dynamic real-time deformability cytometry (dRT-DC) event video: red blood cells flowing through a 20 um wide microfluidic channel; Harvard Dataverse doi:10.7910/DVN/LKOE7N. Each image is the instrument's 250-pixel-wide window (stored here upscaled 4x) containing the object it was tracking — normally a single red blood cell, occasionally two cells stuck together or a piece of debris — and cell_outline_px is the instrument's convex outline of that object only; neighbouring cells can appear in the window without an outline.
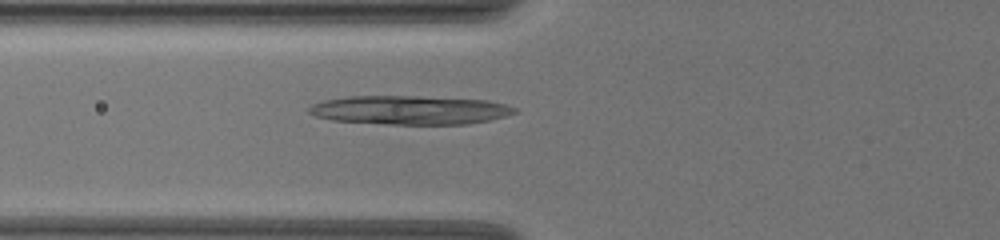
{"species": "common noctule bat (a hibernating species)", "species_latin": "Nyctalus noctula", "temperature_condition": "warm", "stored_images_in_passage": 40, "camera_frame_rate_fps": 3000, "um_per_image_px": 0.085, "animal": {"sex": "female", "body_mass_g": 19.5, "forearm_length_mm": 54.1}, "frame": {"image": 1, "passage_image": 7, "time_ms": 2.0, "image_size_px": [1000, 240], "cell_outline_px": [[516, 112], [504, 116], [488, 120], [468, 124], [388, 124], [332, 120], [316, 116], [308, 112], [308, 108], [312, 104], [324, 100], [348, 96], [416, 96], [484, 100], [504, 104], [516, 108]], "centroid_in_image_um": [34.79, 9.35], "position_along_channel_um": 91.0, "area_um2": 34.28}}
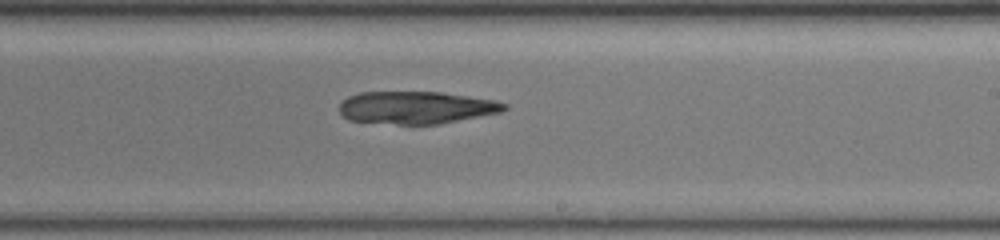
{"frame": {"image": 2, "passage_image": 20, "time_ms": 6.333, "image_size_px": [1000, 240], "cell_outline_px": [[508, 108], [500, 112], [440, 124], [396, 124], [348, 120], [340, 112], [340, 104], [348, 96], [360, 92], [440, 92], [492, 100], [508, 104]], "centroid_in_image_um": [35.36, 9.14], "position_along_channel_um": 253.6, "area_um2": 30.98}}
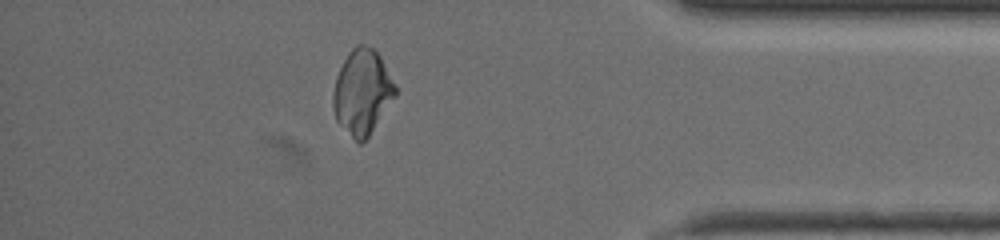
{"frame": {"image": 3, "passage_image": 34, "time_ms": 11.0, "image_size_px": [1000, 240], "cell_outline_px": [[396, 96], [368, 136], [360, 144], [336, 120], [332, 108], [332, 92], [336, 76], [348, 52], [356, 44], [364, 44], [372, 48], [380, 56], [396, 84]], "centroid_in_image_um": [30.78, 7.79], "position_along_channel_um": 404.4, "area_um2": 30.69}}